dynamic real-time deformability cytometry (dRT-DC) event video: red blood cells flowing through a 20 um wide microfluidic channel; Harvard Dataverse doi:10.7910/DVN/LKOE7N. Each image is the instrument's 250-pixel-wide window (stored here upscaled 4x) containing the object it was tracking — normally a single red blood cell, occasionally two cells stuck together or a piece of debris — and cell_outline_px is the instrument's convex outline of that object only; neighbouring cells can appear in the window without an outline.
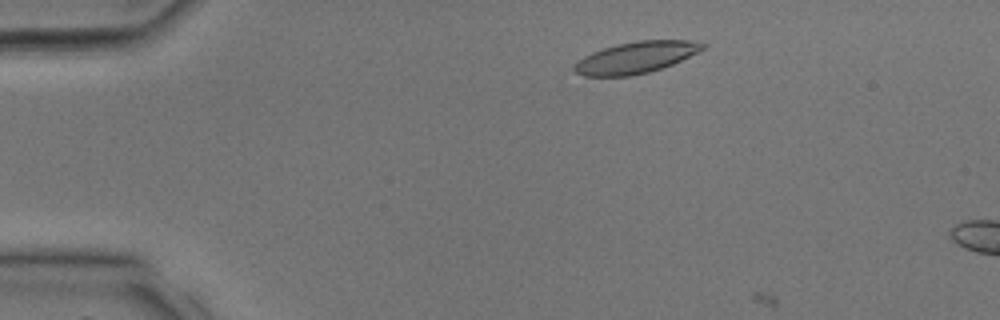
{"species": "common noctule bat (a hibernating species)", "species_latin": "Nyctalus noctula", "temperature_condition": "room temperature", "stored_images_in_passage": 5, "camera_frame_rate_fps": 3000, "um_per_image_px": 0.085, "animal": {"sex": "male", "body_mass_g": 17.9, "forearm_length_mm": 54.2}, "frame": {"image": 1, "passage_image": 4, "time_ms": 1.0, "image_size_px": [1000, 320], "cell_outline_px": [[708, 44], [704, 48], [672, 64], [648, 72], [628, 76], [584, 76], [576, 72], [572, 68], [572, 64], [584, 56], [592, 52], [616, 44], [636, 40], [688, 40]], "centroid_in_image_um": [54.0, 4.88], "position_along_channel_um": 31.0, "area_um2": 23.41}}